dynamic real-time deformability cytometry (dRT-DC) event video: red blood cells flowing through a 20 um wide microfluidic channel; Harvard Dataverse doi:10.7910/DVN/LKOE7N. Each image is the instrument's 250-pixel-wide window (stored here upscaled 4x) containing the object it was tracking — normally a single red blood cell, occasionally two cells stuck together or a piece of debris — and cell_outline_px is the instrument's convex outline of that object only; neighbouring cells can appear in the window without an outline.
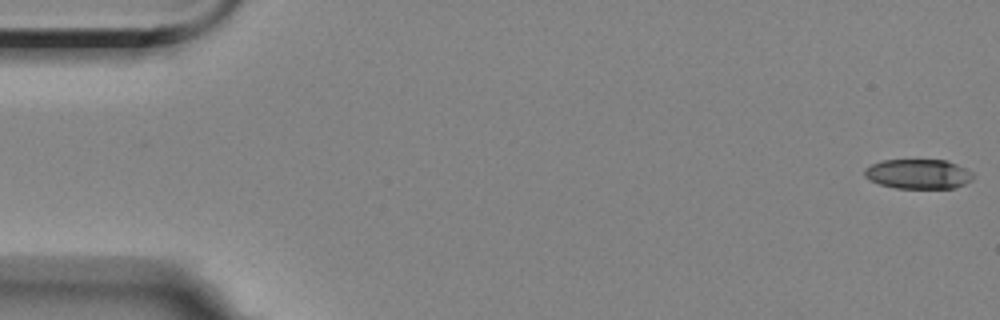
{"species": "Egyptian fruit bat (a non-hibernating species)", "species_latin": "Rousettus aegyptiacus", "temperature_condition": "room temperature", "stored_images_in_passage": 6, "segment_of_instrument_passage": [1, 2], "camera_frame_rate_fps": 3000, "um_per_image_px": 0.085, "animal": {"sex": "female"}, "frame": {"image": 1, "passage_image": 1, "time_ms": 0.0, "image_size_px": [1000, 320], "cell_outline_px": [[976, 176], [972, 180], [956, 188], [896, 188], [880, 184], [868, 180], [864, 176], [864, 168], [880, 160], [944, 160], [968, 168]], "centroid_in_image_um": [78.07, 14.79], "position_along_channel_um": 6.9, "area_um2": 19.02}}
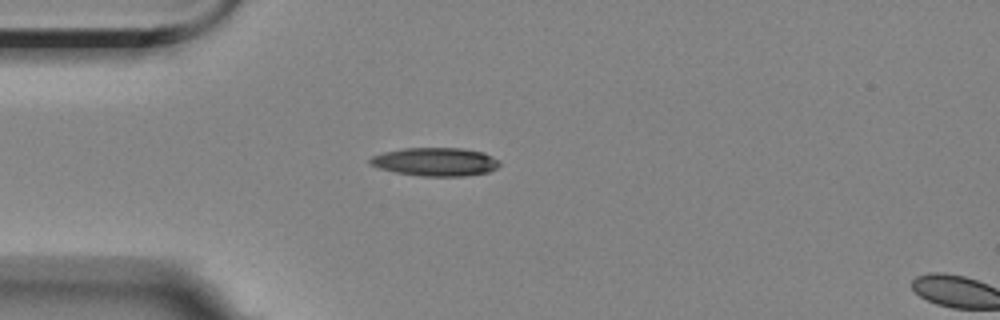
{"frame": {"image": 2, "passage_image": 5, "time_ms": 4.667, "image_size_px": [1000, 320], "cell_outline_px": [[500, 164], [496, 168], [488, 172], [464, 176], [420, 176], [396, 172], [380, 168], [372, 164], [368, 160], [372, 156], [384, 152], [404, 148], [464, 148], [484, 152], [500, 160]], "centroid_in_image_um": [37.05, 13.75], "position_along_channel_um": 47.9, "area_um2": 21.39}}